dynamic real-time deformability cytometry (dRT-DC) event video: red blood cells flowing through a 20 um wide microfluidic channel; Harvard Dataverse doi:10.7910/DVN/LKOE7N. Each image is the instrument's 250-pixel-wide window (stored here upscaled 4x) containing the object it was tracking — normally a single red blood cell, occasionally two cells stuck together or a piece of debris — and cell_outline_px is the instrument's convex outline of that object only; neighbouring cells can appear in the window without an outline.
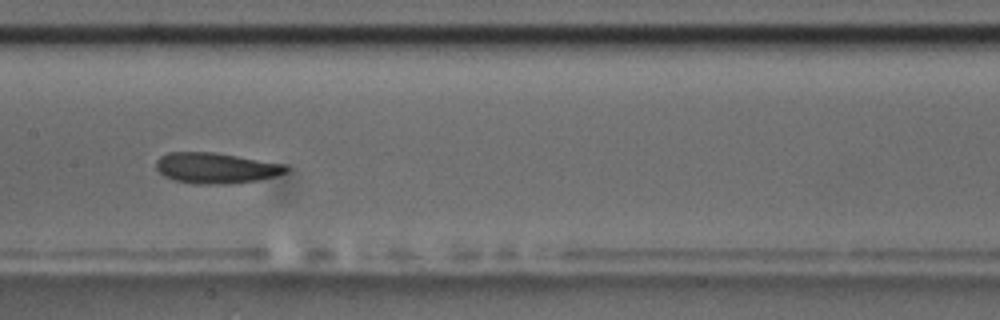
{"species": "common noctule bat (a hibernating species)", "species_latin": "Nyctalus noctula", "temperature_condition": "room temperature", "stored_images_in_passage": 15, "camera_frame_rate_fps": 3000, "um_per_image_px": 0.085, "animal": {"sex": "male", "body_mass_g": 17.5, "forearm_length_mm": 52.3}, "frame": {"image": 1, "passage_image": 7, "time_ms": 7.0, "image_size_px": [1000, 320], "cell_outline_px": [[288, 172], [256, 180], [228, 184], [196, 184], [176, 180], [164, 176], [156, 168], [156, 160], [160, 156], [168, 152], [216, 152], [288, 164]], "centroid_in_image_um": [18.37, 14.27], "position_along_channel_um": 189.0, "area_um2": 23.35}}
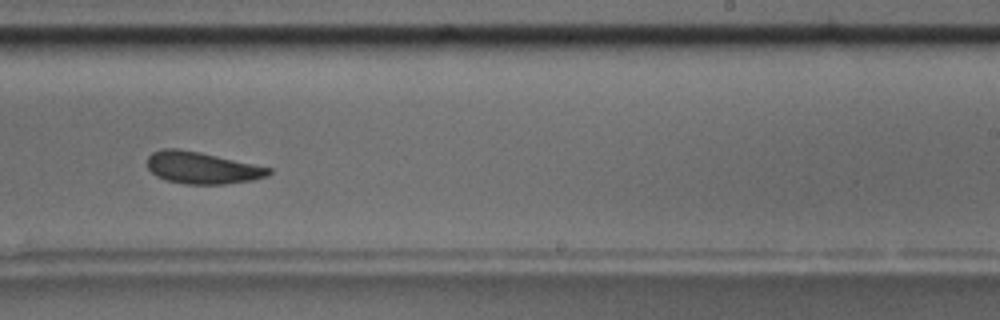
{"frame": {"image": 2, "passage_image": 9, "time_ms": 9.333, "image_size_px": [1000, 320], "cell_outline_px": [[272, 172], [268, 176], [252, 180], [224, 184], [184, 184], [168, 180], [156, 176], [148, 168], [148, 156], [152, 152], [164, 148], [180, 148], [200, 152], [272, 168]], "centroid_in_image_um": [17.17, 14.26], "position_along_channel_um": 271.8, "area_um2": 22.54}, "authors_computed_cell_mechanics": {"area_um2": 22.542, "velocity_mm_per_s": 3.5515, "shape_relaxation_time_tau1_ms": 1.7097, "shape_relaxation_time_tau2_ms": 10.6614, "deformation_change_tau1": 0.0821, "deformation_change_tau2": 0.1954}}